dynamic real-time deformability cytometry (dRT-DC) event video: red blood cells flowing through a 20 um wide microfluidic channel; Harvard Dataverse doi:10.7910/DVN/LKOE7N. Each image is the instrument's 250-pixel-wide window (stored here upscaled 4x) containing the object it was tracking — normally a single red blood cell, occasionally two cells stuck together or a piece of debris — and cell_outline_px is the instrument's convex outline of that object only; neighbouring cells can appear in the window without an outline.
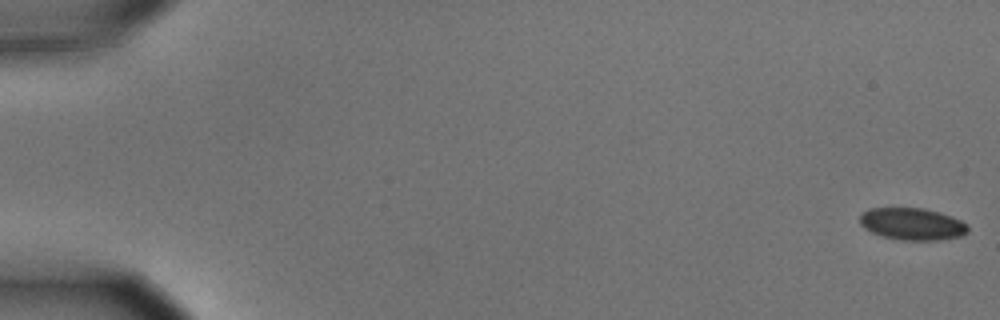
{"species": "common noctule bat (a hibernating species)", "species_latin": "Nyctalus noctula", "temperature_condition": "cold", "stored_images_in_passage": 10, "camera_frame_rate_fps": 3000, "um_per_image_px": 0.085, "animal": {"sex": "male", "body_mass_g": 15.6}, "frame": {"image": 1, "passage_image": 1, "time_ms": 0.0, "image_size_px": [1000, 320], "cell_outline_px": [[968, 232], [960, 236], [936, 240], [904, 240], [884, 236], [872, 232], [864, 228], [860, 224], [860, 212], [868, 208], [924, 208], [940, 212], [952, 216], [968, 224]], "centroid_in_image_um": [77.53, 19.02], "position_along_channel_um": 7.5, "area_um2": 20.23}}